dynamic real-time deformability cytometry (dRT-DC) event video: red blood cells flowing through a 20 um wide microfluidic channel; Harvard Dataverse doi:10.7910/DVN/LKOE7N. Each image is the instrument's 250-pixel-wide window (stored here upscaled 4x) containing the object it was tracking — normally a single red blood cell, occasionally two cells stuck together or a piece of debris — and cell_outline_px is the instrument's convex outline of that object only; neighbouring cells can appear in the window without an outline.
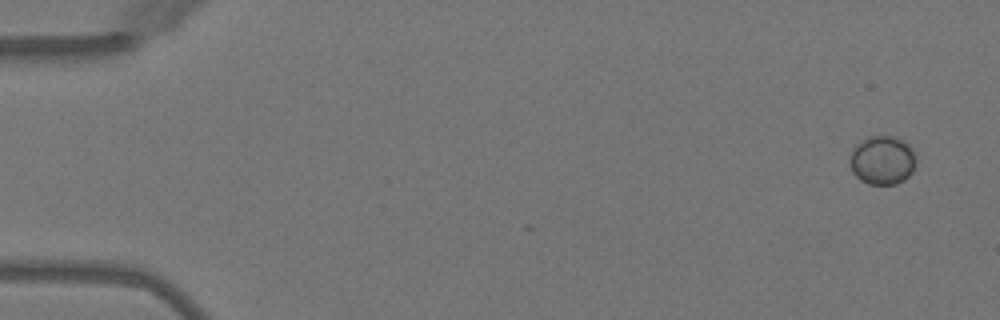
{"species": "Egyptian fruit bat (a non-hibernating species)", "species_latin": "Rousettus aegyptiacus", "temperature_condition": "warm", "stored_images_in_passage": 6, "camera_frame_rate_fps": 3000, "um_per_image_px": 0.085, "animal": {"sex": "female"}, "frame": {"image": 1, "passage_image": 1, "time_ms": 0.0, "image_size_px": [1000, 320], "cell_outline_px": [[916, 164], [912, 172], [904, 180], [896, 184], [868, 184], [860, 180], [852, 172], [852, 148], [856, 144], [868, 136], [896, 136], [904, 140], [912, 148], [916, 156]], "centroid_in_image_um": [75.04, 13.61], "position_along_channel_um": 10.0, "area_um2": 18.9}}
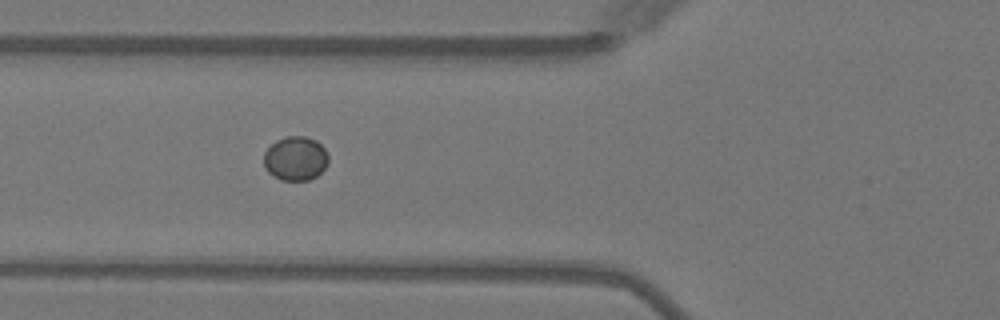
{"frame": {"image": 2, "passage_image": 5, "time_ms": 5.667, "image_size_px": [1000, 320], "cell_outline_px": [[328, 164], [316, 176], [308, 180], [280, 180], [272, 176], [264, 168], [264, 152], [276, 140], [288, 136], [304, 136], [316, 140], [324, 148], [328, 156]], "centroid_in_image_um": [25.1, 13.47], "position_along_channel_um": 100.7, "area_um2": 16.65}}
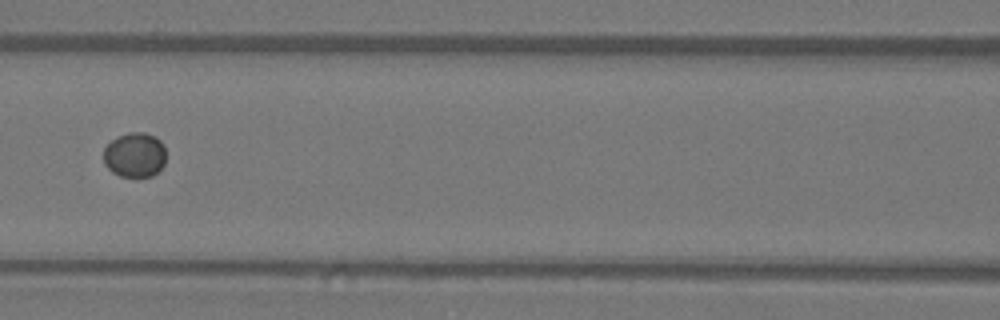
{"frame": {"image": 3, "passage_image": 6, "time_ms": 7.0, "image_size_px": [1000, 320], "cell_outline_px": [[164, 164], [152, 176], [120, 176], [112, 172], [104, 164], [104, 148], [112, 140], [128, 132], [144, 132], [156, 136], [164, 144]], "centroid_in_image_um": [11.45, 13.15], "position_along_channel_um": 155.1, "area_um2": 16.18}}